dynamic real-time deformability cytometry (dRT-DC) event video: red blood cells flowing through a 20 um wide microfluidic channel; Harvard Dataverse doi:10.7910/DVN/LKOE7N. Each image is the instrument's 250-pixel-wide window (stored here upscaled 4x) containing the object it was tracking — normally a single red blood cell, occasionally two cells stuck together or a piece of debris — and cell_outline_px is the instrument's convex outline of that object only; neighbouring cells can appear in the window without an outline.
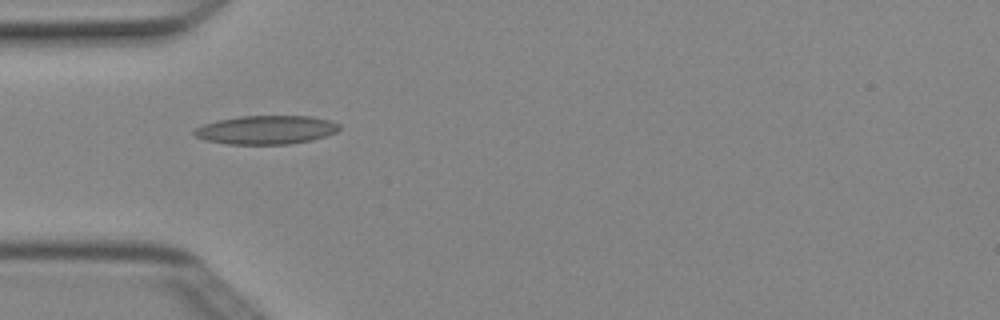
{"species": "Egyptian fruit bat (a non-hibernating species)", "species_latin": "Rousettus aegyptiacus", "temperature_condition": "cold", "stored_images_in_passage": 6, "camera_frame_rate_fps": 3000, "um_per_image_px": 0.085, "animal": {"sex": "female"}, "frame": {"image": 1, "passage_image": 4, "time_ms": 1.0, "image_size_px": [1000, 320], "cell_outline_px": [[340, 128], [336, 132], [312, 140], [288, 144], [228, 144], [208, 140], [196, 136], [192, 132], [196, 128], [204, 124], [216, 120], [240, 116], [312, 116], [328, 120], [340, 124]], "centroid_in_image_um": [22.63, 11.03], "position_along_channel_um": 62.4, "area_um2": 24.1}}
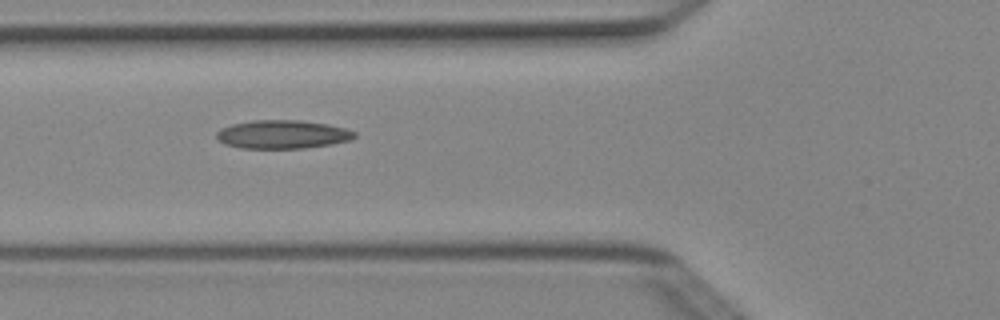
{"frame": {"image": 2, "passage_image": 5, "time_ms": 1.333, "image_size_px": [1000, 320], "cell_outline_px": [[356, 136], [352, 140], [304, 148], [240, 148], [224, 144], [216, 140], [216, 132], [220, 128], [232, 124], [252, 120], [300, 120], [328, 124], [344, 128], [356, 132]], "centroid_in_image_um": [23.97, 11.42], "position_along_channel_um": 101.8, "area_um2": 23.0}}
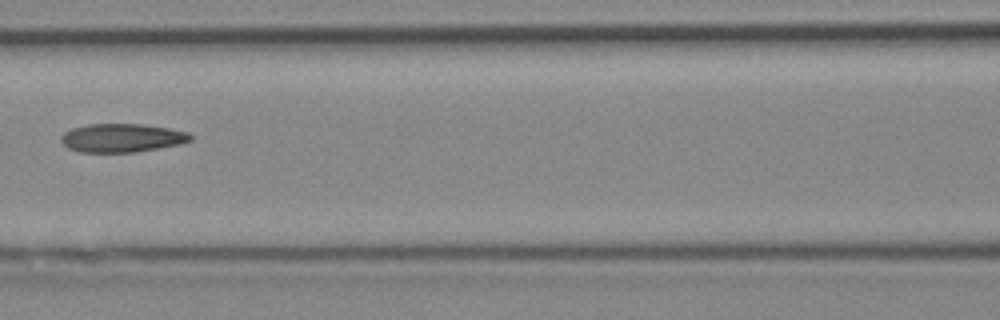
{"frame": {"image": 3, "passage_image": 6, "time_ms": 1.667, "image_size_px": [1000, 320], "cell_outline_px": [[192, 140], [180, 144], [136, 152], [80, 152], [68, 148], [60, 140], [60, 136], [64, 132], [72, 128], [88, 124], [144, 124], [168, 128], [188, 132], [192, 136]], "centroid_in_image_um": [10.35, 11.72], "position_along_channel_um": 156.2, "area_um2": 21.56}}